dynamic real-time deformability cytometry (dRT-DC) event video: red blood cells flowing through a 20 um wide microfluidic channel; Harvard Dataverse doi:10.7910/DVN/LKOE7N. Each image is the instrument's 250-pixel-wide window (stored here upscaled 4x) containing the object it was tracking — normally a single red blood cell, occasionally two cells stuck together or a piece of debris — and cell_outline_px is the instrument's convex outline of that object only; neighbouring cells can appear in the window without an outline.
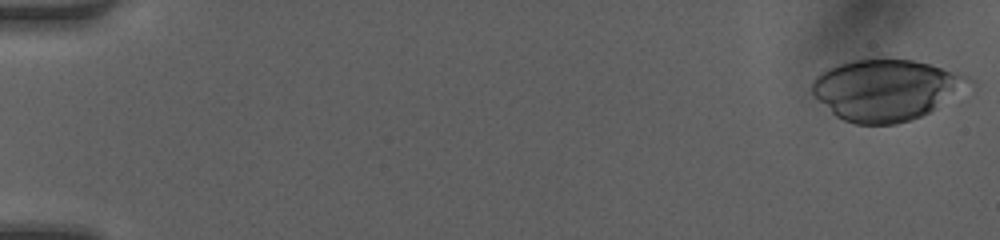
{"species": "human", "species_latin": "Homo sapiens", "temperature_condition": "room temperature", "stored_images_in_passage": 41, "camera_frame_rate_fps": 3000, "um_per_image_px": 0.085, "donor": {"sex": "female"}, "frame": {"image": 1, "passage_image": 1, "time_ms": 0.0, "image_size_px": [1000, 240], "cell_outline_px": [[976, 92], [912, 120], [896, 124], [856, 124], [844, 120], [836, 116], [812, 92], [812, 80], [820, 72], [828, 68], [852, 60], [912, 60], [960, 72], [972, 76], [976, 80]], "centroid_in_image_um": [75.56, 7.65], "position_along_channel_um": 9.4, "area_um2": 57.28}}
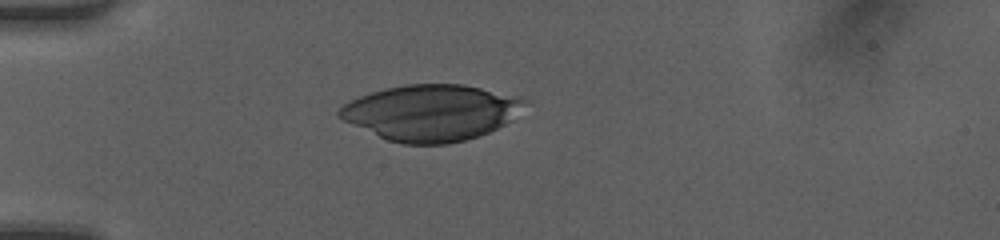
{"frame": {"image": 2, "passage_image": 12, "time_ms": 3.667, "image_size_px": [1000, 240], "cell_outline_px": [[532, 100], [512, 120], [480, 136], [448, 144], [404, 144], [388, 140], [352, 124], [336, 116], [336, 112], [344, 104], [360, 96], [384, 88], [404, 84], [464, 84]], "centroid_in_image_um": [36.68, 9.57], "position_along_channel_um": 48.3, "area_um2": 60.46}}